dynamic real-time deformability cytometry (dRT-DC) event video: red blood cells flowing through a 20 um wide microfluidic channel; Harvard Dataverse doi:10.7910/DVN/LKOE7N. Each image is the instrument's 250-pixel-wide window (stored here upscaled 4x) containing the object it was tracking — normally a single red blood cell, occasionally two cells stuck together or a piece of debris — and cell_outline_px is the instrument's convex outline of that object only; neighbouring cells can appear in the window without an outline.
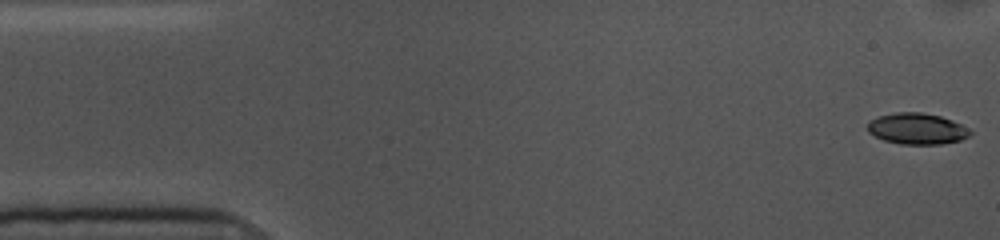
{"species": "common noctule bat (a hibernating species)", "species_latin": "Nyctalus noctula", "temperature_condition": "cold", "stored_images_in_passage": 54, "camera_frame_rate_fps": 3000, "um_per_image_px": 0.085, "animal": {"sex": "female", "body_mass_g": 10.0, "forearm_length_mm": 53.1}, "frame": {"image": 1, "passage_image": 1, "time_ms": 0.0, "image_size_px": [1000, 240], "cell_outline_px": [[972, 132], [968, 136], [960, 140], [940, 144], [900, 144], [884, 140], [868, 132], [868, 120], [880, 116], [896, 112], [920, 112], [940, 116], [952, 120], [968, 128]], "centroid_in_image_um": [77.93, 10.94], "position_along_channel_um": 7.1, "area_um2": 18.5}}
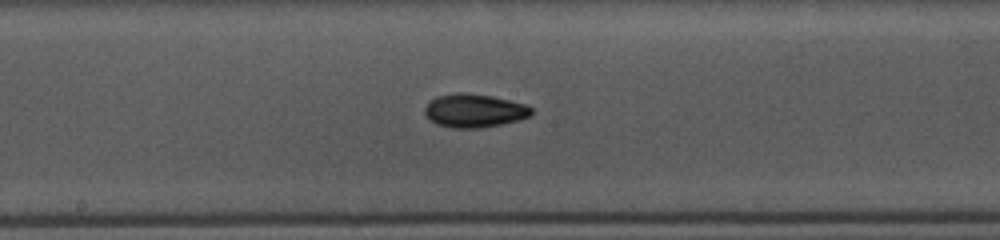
{"frame": {"image": 2, "passage_image": 27, "time_ms": 8.667, "image_size_px": [1000, 240], "cell_outline_px": [[532, 116], [520, 120], [480, 128], [452, 128], [436, 124], [428, 120], [424, 112], [424, 108], [436, 96], [456, 92], [464, 92], [492, 96], [528, 104], [532, 108]], "centroid_in_image_um": [40.33, 9.4], "position_along_channel_um": 207.9, "area_um2": 21.1}}
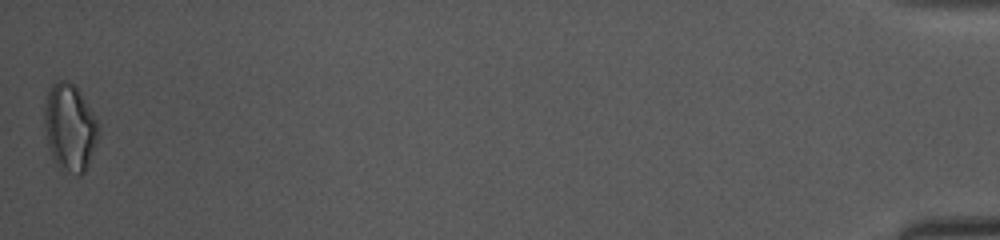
{"frame": {"image": 3, "passage_image": 54, "time_ms": 17.667, "image_size_px": [1000, 240], "cell_outline_px": [[96, 140], [88, 164], [84, 172], [80, 176], [76, 176], [60, 172], [52, 160], [48, 148], [44, 124], [44, 104], [48, 92], [52, 84], [56, 80], [68, 80], [80, 92], [92, 112], [96, 120]], "centroid_in_image_um": [5.86, 10.89], "position_along_channel_um": 429.3, "area_um2": 27.51}, "authors_computed_cell_mechanics": {"area_um2": 19.5075, "velocity_mm_per_s": 3.5981, "shape_relaxation_time_tau1_ms": 3.3787, "shape_relaxation_time_tau2_ms": 6.6846, "deformation_change_tau1": 0.1197, "deformation_change_tau2": 0.1103}}